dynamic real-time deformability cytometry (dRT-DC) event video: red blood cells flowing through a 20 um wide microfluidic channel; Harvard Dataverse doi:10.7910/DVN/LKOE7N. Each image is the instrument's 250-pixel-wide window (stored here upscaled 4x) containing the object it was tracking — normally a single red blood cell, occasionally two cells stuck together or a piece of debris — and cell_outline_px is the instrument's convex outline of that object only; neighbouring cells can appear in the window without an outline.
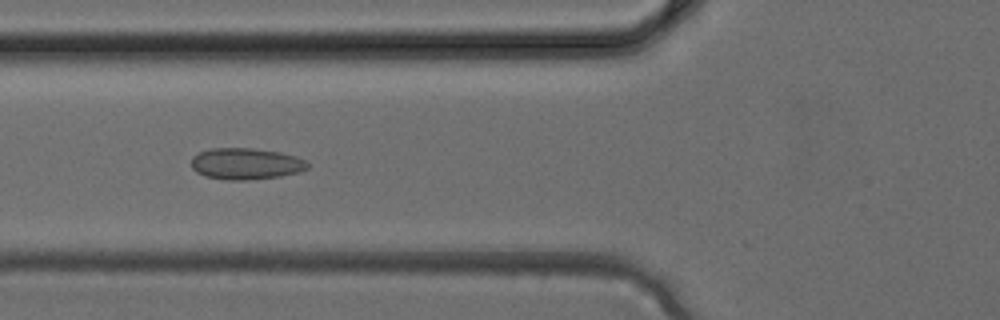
{"species": "common noctule bat (a hibernating species)", "species_latin": "Nyctalus noctula", "temperature_condition": "cold", "stored_images_in_passage": 3, "camera_frame_rate_fps": 3000, "um_per_image_px": 0.085, "animal": {"sex": "female", "body_mass_g": 24.6, "forearm_length_mm": 56.2}, "frame": {"image": 1, "passage_image": 3, "time_ms": 0.667, "image_size_px": [1000, 320], "cell_outline_px": [[308, 168], [300, 172], [280, 176], [248, 180], [228, 180], [204, 176], [196, 172], [192, 168], [192, 156], [208, 148], [252, 148], [280, 152], [296, 156], [304, 160], [308, 164]], "centroid_in_image_um": [20.89, 13.92], "position_along_channel_um": 104.9, "area_um2": 21.39}}